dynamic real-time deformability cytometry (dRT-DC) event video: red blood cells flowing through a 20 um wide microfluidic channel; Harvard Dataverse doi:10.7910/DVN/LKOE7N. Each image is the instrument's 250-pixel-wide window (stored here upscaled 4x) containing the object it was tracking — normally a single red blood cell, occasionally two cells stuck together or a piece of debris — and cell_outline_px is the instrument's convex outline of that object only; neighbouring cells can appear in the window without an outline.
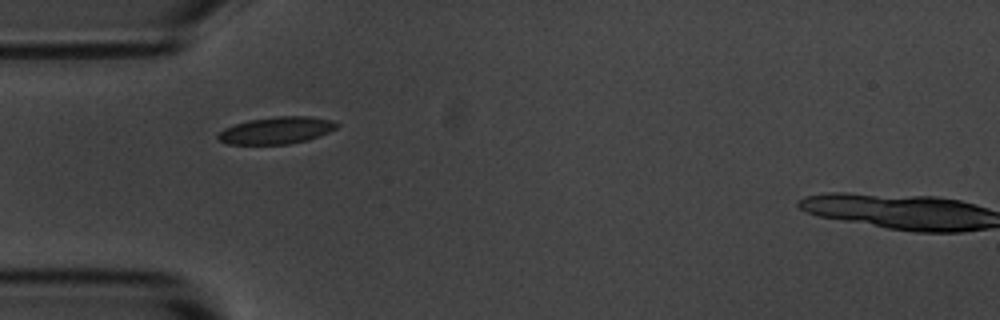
{"species": "common noctule bat (a hibernating species)", "species_latin": "Nyctalus noctula", "temperature_condition": "room temperature", "stored_images_in_passage": 39, "camera_frame_rate_fps": 3000, "um_per_image_px": 0.085, "animal": {"sex": "male", "body_mass_g": 20.1, "forearm_length_mm": 53.5}, "frame": {"image": 1, "passage_image": 1, "time_ms": 0.0, "image_size_px": [1000, 320], "cell_outline_px": [[340, 124], [336, 128], [320, 136], [308, 140], [288, 144], [228, 144], [220, 140], [216, 136], [224, 128], [248, 120], [276, 116], [308, 116], [332, 120]], "centroid_in_image_um": [23.52, 11.08], "position_along_channel_um": 61.5, "area_um2": 18.67}}
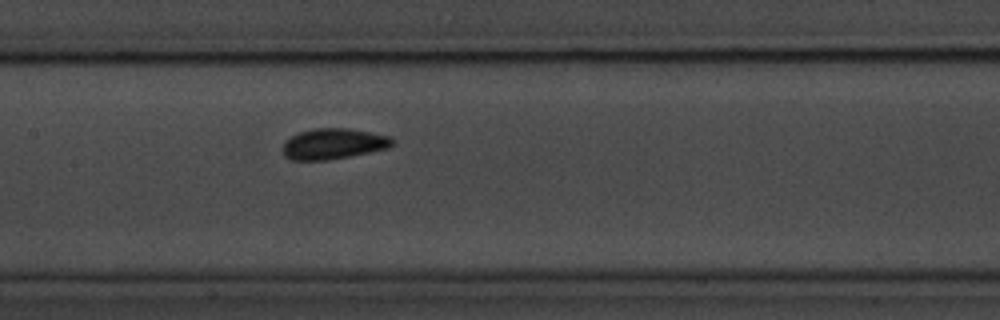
{"frame": {"image": 2, "passage_image": 11, "time_ms": 3.333, "image_size_px": [1000, 320], "cell_outline_px": [[396, 140], [388, 148], [348, 156], [324, 160], [292, 160], [284, 156], [284, 140], [300, 132], [316, 128], [348, 128], [388, 136]], "centroid_in_image_um": [28.32, 12.22], "position_along_channel_um": 179.1, "area_um2": 19.31}}
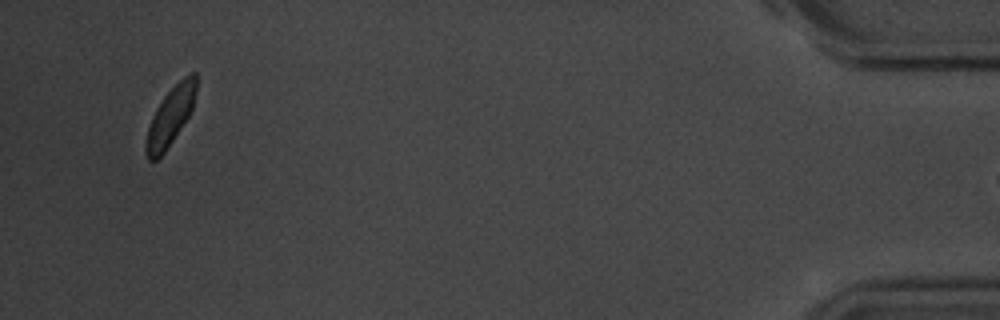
{"frame": {"image": 3, "passage_image": 38, "time_ms": 12.333, "image_size_px": [1000, 320], "cell_outline_px": [[196, 92], [192, 108], [188, 116], [164, 152], [156, 160], [148, 160], [144, 152], [144, 144], [148, 128], [152, 116], [156, 108], [164, 96], [184, 76], [192, 72], [196, 72]], "centroid_in_image_um": [14.45, 9.9], "position_along_channel_um": 420.7, "area_um2": 16.76}}